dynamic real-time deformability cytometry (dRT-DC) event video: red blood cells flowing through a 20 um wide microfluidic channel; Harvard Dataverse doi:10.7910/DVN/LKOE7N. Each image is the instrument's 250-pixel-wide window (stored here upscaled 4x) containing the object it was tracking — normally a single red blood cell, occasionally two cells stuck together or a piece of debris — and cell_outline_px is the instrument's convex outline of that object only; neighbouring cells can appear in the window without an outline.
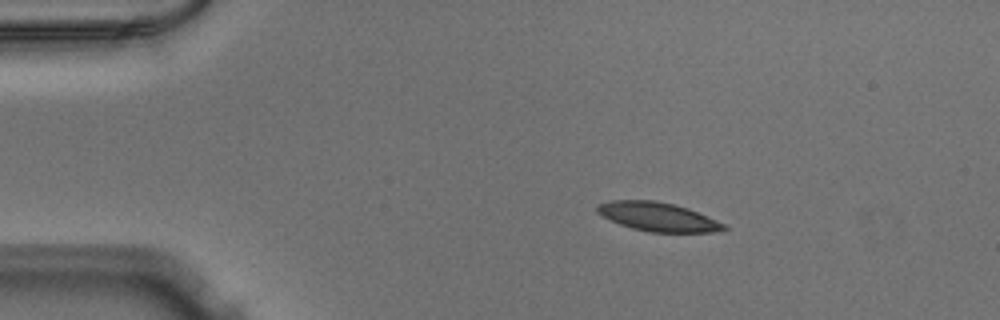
{"species": "Egyptian fruit bat (a non-hibernating species)", "species_latin": "Rousettus aegyptiacus", "temperature_condition": "warm", "stored_images_in_passage": 36, "camera_frame_rate_fps": 3000, "um_per_image_px": 0.085, "animal": {"sex": "male"}, "frame": {"image": 1, "passage_image": 9, "time_ms": 2.667, "image_size_px": [1000, 320], "cell_outline_px": [[728, 228], [712, 232], [648, 232], [632, 228], [620, 224], [596, 212], [596, 204], [612, 200], [656, 200], [688, 208], [724, 224]], "centroid_in_image_um": [55.87, 18.42], "position_along_channel_um": 29.1, "area_um2": 21.04}}
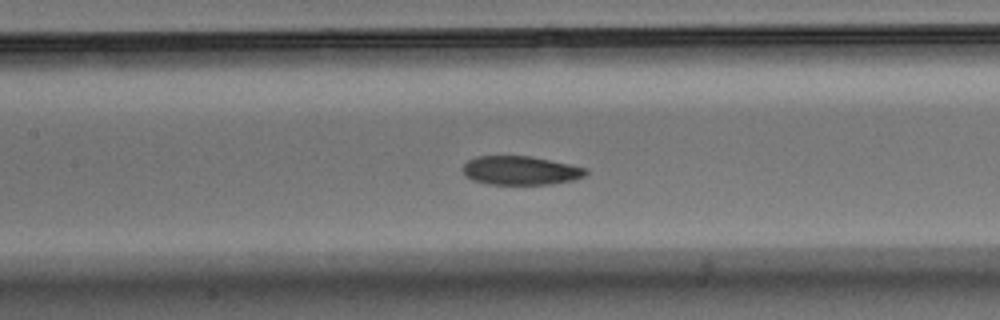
{"frame": {"image": 2, "passage_image": 24, "time_ms": 7.667, "image_size_px": [1000, 320], "cell_outline_px": [[588, 172], [584, 176], [572, 180], [552, 184], [488, 184], [472, 180], [464, 176], [460, 168], [468, 160], [476, 156], [532, 156], [588, 168]], "centroid_in_image_um": [44.21, 14.49], "position_along_channel_um": 163.2, "area_um2": 20.87}}
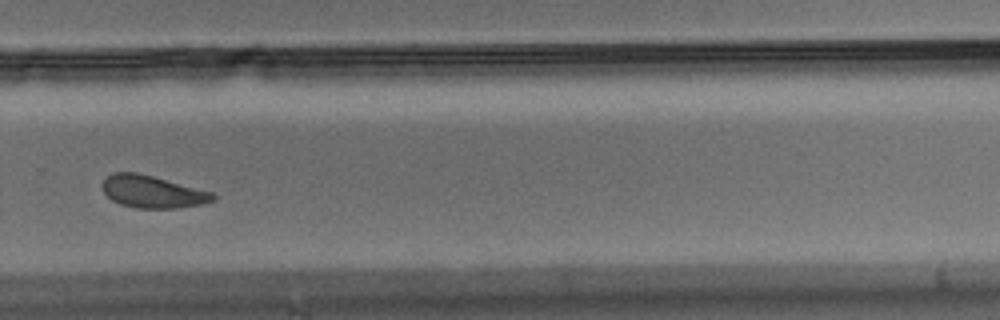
{"frame": {"image": 3, "passage_image": 36, "time_ms": 11.667, "image_size_px": [1000, 320], "cell_outline_px": [[216, 196], [212, 200], [200, 204], [176, 208], [136, 208], [120, 204], [112, 200], [100, 188], [100, 184], [112, 172], [136, 172], [216, 192]], "centroid_in_image_um": [12.94, 16.29], "position_along_channel_um": 316.9, "area_um2": 20.92}}